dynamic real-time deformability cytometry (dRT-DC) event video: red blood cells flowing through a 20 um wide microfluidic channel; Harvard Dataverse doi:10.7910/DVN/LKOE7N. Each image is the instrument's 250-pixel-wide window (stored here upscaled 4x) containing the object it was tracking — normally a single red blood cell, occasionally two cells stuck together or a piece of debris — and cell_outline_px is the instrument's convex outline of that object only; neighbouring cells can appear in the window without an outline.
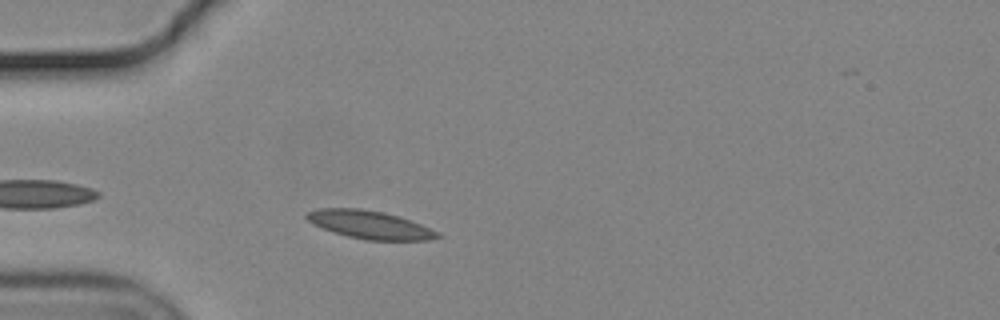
{"species": "common noctule bat (a hibernating species)", "species_latin": "Nyctalus noctula", "temperature_condition": "cold", "stored_images_in_passage": 33, "camera_frame_rate_fps": 3000, "um_per_image_px": 0.085, "animal": {"sex": "male", "body_mass_g": 19.2, "forearm_length_mm": 51.8}, "frame": {"image": 1, "passage_image": 4, "time_ms": 1.0, "image_size_px": [1000, 320], "cell_outline_px": [[440, 236], [432, 240], [368, 240], [348, 236], [332, 232], [312, 224], [304, 216], [308, 212], [320, 208], [360, 208], [384, 212], [400, 216], [440, 232]], "centroid_in_image_um": [31.43, 19.1], "position_along_channel_um": 53.6, "area_um2": 21.44}}
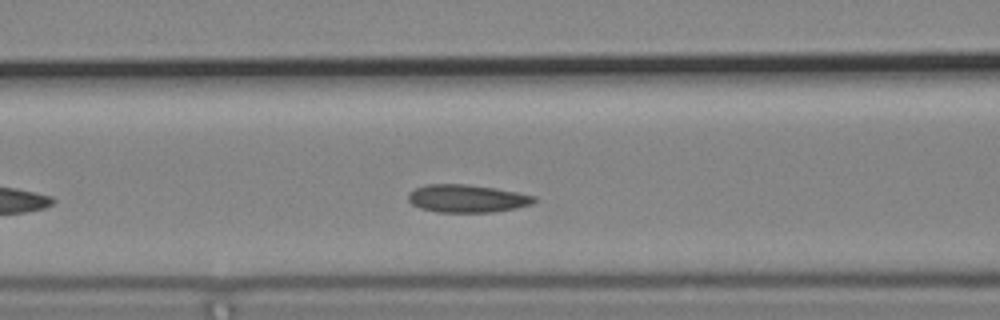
{"frame": {"image": 2, "passage_image": 11, "time_ms": 3.333, "image_size_px": [1000, 320], "cell_outline_px": [[536, 200], [532, 204], [516, 208], [492, 212], [436, 212], [420, 208], [412, 204], [408, 200], [408, 192], [416, 188], [428, 184], [468, 184], [496, 188], [536, 196]], "centroid_in_image_um": [39.69, 16.87], "position_along_channel_um": 126.9, "area_um2": 20.46}}
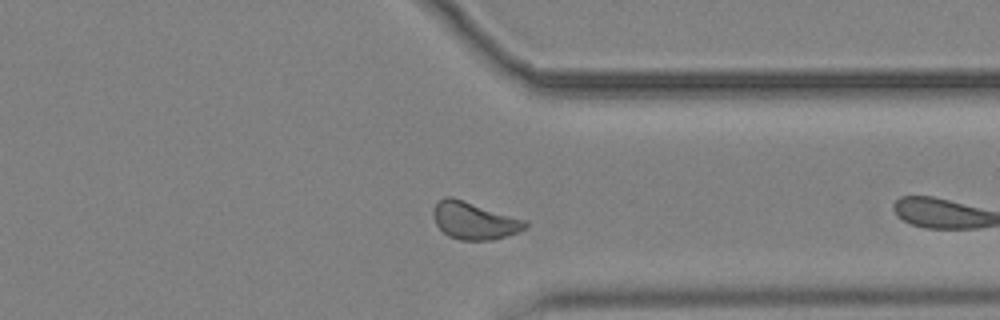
{"frame": {"image": 3, "passage_image": 28, "time_ms": 9.0, "image_size_px": [1000, 320], "cell_outline_px": [[528, 228], [520, 232], [492, 240], [460, 240], [448, 236], [436, 224], [432, 216], [432, 212], [436, 204], [444, 196], [452, 196], [528, 220]], "centroid_in_image_um": [40.35, 18.75], "position_along_channel_um": 371.1, "area_um2": 20.35}, "authors_computed_cell_mechanics": {"area_um2": 19.9988, "velocity_mm_per_s": 3.6072, "shape_relaxation_time_tau1_ms": 4.3718, "shape_relaxation_time_tau2_ms": 2.6892, "deformation_change_tau1": 0.1215, "deformation_change_tau2": 0.0863}}